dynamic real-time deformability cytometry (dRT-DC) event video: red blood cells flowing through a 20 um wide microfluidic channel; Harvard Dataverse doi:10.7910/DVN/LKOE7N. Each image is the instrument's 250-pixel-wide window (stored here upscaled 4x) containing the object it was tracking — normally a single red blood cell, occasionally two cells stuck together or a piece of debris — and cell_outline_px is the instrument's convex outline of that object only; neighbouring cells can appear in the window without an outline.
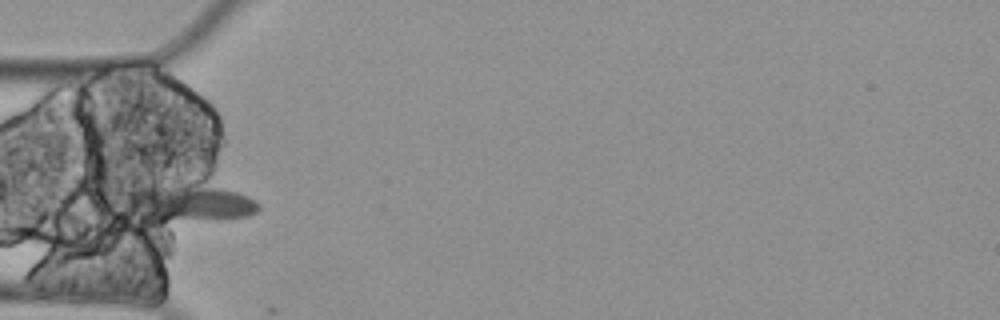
{"species": "Egyptian fruit bat (a non-hibernating species)", "species_latin": "Rousettus aegyptiacus", "temperature_condition": "cold", "stored_images_in_passage": 1, "camera_frame_rate_fps": 3000, "um_per_image_px": 0.085, "animal": {"sex": "female"}, "frame": {"image": 1, "passage_image": 1, "time_ms": 0.0, "image_size_px": [1000, 320], "cell_outline_px": [[260, 208], [256, 212], [248, 216], [168, 220], [164, 220], [120, 216], [112, 204], [128, 188], [188, 180], [236, 192], [248, 196], [256, 200], [260, 204]], "centroid_in_image_um": [15.61, 17.18], "position_along_channel_um": 69.4, "area_um2": 31.21}}